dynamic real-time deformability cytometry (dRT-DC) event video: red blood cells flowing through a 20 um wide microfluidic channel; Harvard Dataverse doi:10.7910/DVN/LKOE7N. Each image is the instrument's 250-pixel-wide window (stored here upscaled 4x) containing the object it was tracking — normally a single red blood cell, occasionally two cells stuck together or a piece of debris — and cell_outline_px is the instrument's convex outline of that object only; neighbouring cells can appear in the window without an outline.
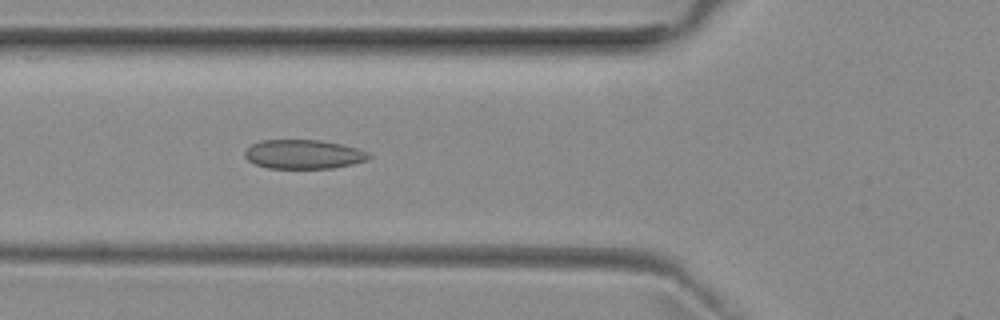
{"species": "common noctule bat (a hibernating species)", "species_latin": "Nyctalus noctula", "temperature_condition": "room temperature", "stored_images_in_passage": 18, "camera_frame_rate_fps": 3000, "um_per_image_px": 0.085, "animal": {"sex": "female", "body_mass_g": 29.2, "forearm_length_mm": 56.3}, "frame": {"image": 1, "passage_image": 17, "time_ms": 5.333, "image_size_px": [1000, 320], "cell_outline_px": [[372, 156], [368, 160], [352, 164], [332, 168], [268, 168], [256, 164], [248, 160], [244, 156], [244, 152], [252, 144], [264, 140], [316, 140], [340, 144], [356, 148], [368, 152]], "centroid_in_image_um": [25.81, 13.12], "position_along_channel_um": 100.0, "area_um2": 20.87}}